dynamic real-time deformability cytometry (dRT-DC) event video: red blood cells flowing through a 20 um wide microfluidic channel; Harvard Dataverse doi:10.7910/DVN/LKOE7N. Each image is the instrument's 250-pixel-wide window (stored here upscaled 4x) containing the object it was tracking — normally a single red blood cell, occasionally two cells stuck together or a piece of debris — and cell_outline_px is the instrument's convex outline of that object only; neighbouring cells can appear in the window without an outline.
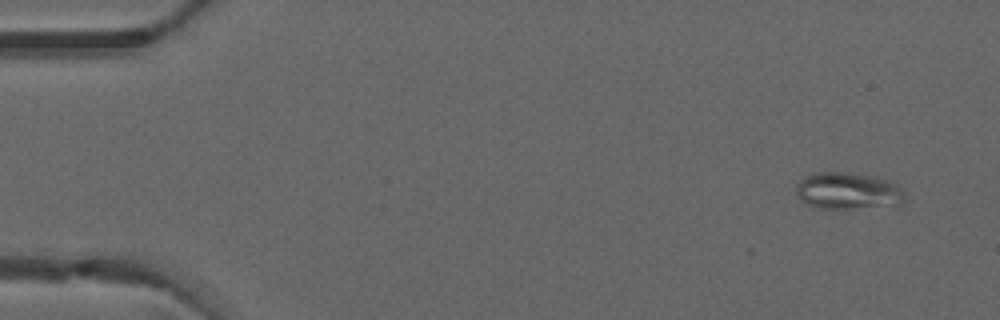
{"species": "common noctule bat (a hibernating species)", "species_latin": "Nyctalus noctula", "temperature_condition": "warm", "stored_images_in_passage": 5, "camera_frame_rate_fps": 3000, "um_per_image_px": 0.085, "animal": {"sex": "male", "forearm_length_mm": 52.5}, "frame": {"image": 1, "passage_image": 1, "time_ms": 0.0, "image_size_px": [1000, 320], "cell_outline_px": [[904, 200], [896, 208], [820, 208], [808, 204], [800, 200], [796, 196], [796, 184], [804, 176], [816, 172], [848, 172], [876, 176], [888, 180], [896, 184], [904, 196]], "centroid_in_image_um": [72.09, 16.24], "position_along_channel_um": 12.9, "area_um2": 23.87}}